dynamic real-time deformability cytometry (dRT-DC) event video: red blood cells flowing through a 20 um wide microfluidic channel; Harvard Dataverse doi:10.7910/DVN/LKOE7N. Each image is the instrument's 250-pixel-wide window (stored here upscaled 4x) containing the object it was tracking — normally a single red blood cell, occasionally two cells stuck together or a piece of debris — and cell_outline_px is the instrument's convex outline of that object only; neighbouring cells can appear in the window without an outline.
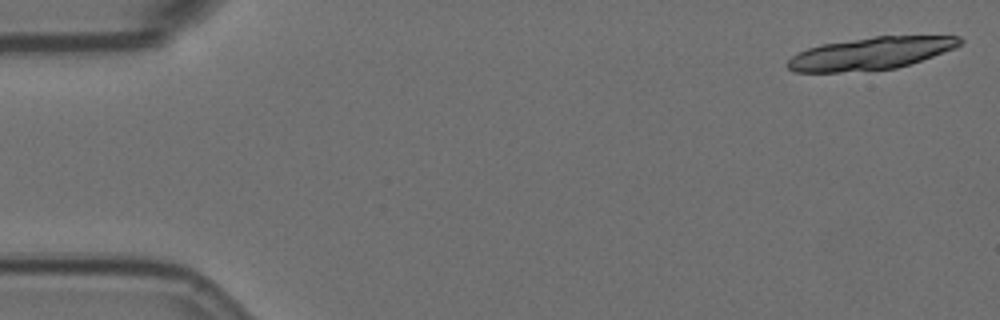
{"species": "Egyptian fruit bat (a non-hibernating species)", "species_latin": "Rousettus aegyptiacus", "temperature_condition": "room temperature", "stored_images_in_passage": 5, "camera_frame_rate_fps": 3000, "um_per_image_px": 0.085, "animal": {"sex": "female"}, "frame": {"image": 1, "passage_image": 1, "time_ms": 0.0, "image_size_px": [1000, 320], "cell_outline_px": [[964, 40], [956, 48], [896, 68], [840, 72], [792, 72], [784, 64], [792, 56], [808, 48], [820, 44], [876, 36], [960, 36]], "centroid_in_image_um": [73.98, 4.54], "position_along_channel_um": 11.0, "area_um2": 32.31}}